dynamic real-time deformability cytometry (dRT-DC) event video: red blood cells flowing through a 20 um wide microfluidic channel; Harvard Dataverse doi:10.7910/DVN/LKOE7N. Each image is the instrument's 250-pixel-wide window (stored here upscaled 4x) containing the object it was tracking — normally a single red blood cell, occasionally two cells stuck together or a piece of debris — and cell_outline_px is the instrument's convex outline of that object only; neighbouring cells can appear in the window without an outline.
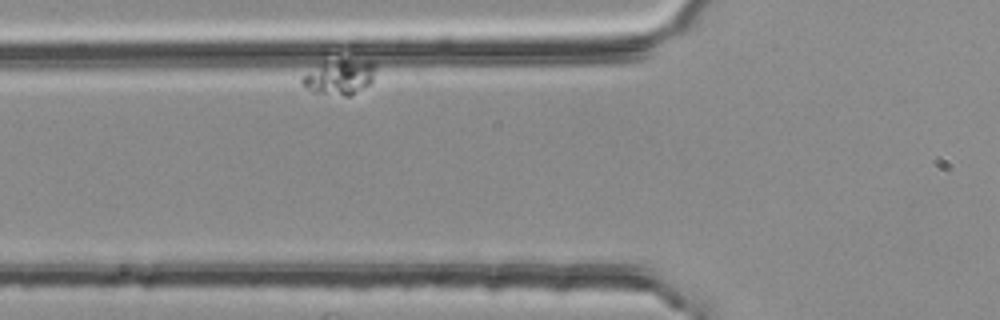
{"species": "common noctule bat (a hibernating species)", "species_latin": "Nyctalus noctula", "temperature_condition": "room temperature", "stored_images_in_passage": 46, "segment_of_instrument_passage": [2, 2], "camera_frame_rate_fps": 3000, "um_per_image_px": 0.085, "animal": {"sex": "female", "body_mass_g": 25.1}, "frame": {"image": 1, "passage_image": 7, "time_ms": 2.0, "image_size_px": [1000, 320], "cell_outline_px": [[376, 68], [372, 80], [368, 84], [348, 96], [344, 96], [312, 92], [300, 84], [300, 76], [324, 60], [372, 60], [376, 64]], "centroid_in_image_um": [28.8, 6.52], "position_along_channel_um": 97.0, "area_um2": 15.26}}
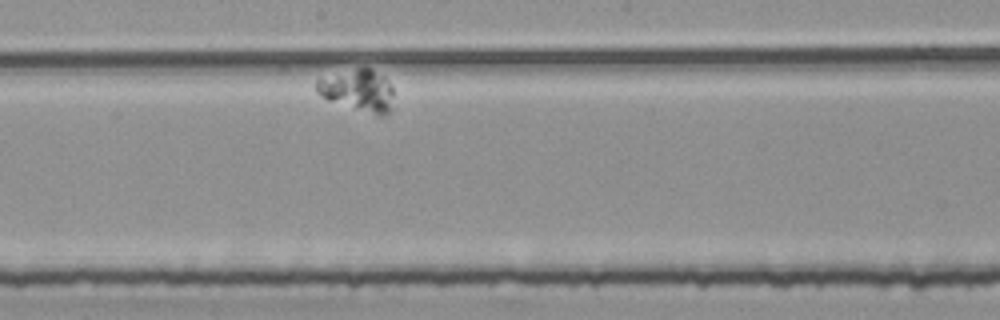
{"frame": {"image": 2, "passage_image": 26, "time_ms": 8.333, "image_size_px": [1000, 320], "cell_outline_px": [[392, 96], [388, 112], [384, 116], [380, 116], [328, 100], [320, 96], [316, 92], [316, 80], [356, 68], [372, 68], [384, 76], [392, 88]], "centroid_in_image_um": [30.42, 7.67], "position_along_channel_um": 217.8, "area_um2": 18.38}}
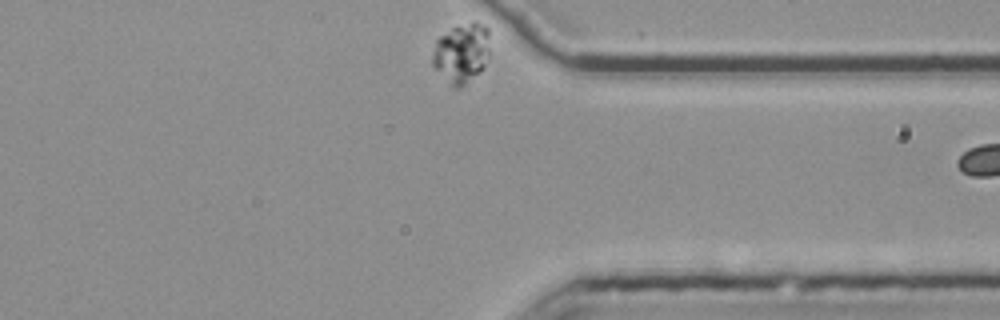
{"frame": {"image": 3, "passage_image": 45, "time_ms": 14.667, "image_size_px": [1000, 320], "cell_outline_px": [[488, 52], [484, 64], [460, 88], [452, 88], [432, 64], [432, 56], [436, 40], [440, 36], [452, 28], [472, 20], [476, 20], [484, 24], [488, 28]], "centroid_in_image_um": [39.2, 4.46], "position_along_channel_um": 372.2, "area_um2": 19.59}}